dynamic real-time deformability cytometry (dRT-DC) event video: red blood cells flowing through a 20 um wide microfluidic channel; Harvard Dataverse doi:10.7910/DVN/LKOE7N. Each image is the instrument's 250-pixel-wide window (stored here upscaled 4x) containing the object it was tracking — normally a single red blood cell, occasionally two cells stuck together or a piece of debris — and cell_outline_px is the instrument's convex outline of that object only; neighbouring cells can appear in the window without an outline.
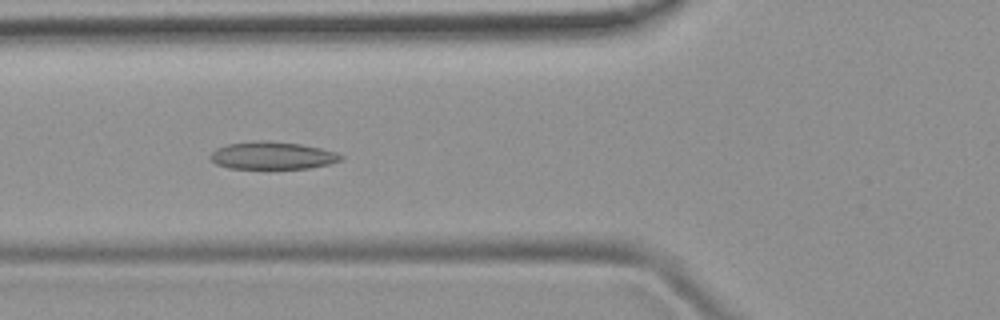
{"species": "common noctule bat (a hibernating species)", "species_latin": "Nyctalus noctula", "temperature_condition": "room temperature", "stored_images_in_passage": 45, "camera_frame_rate_fps": 3000, "um_per_image_px": 0.085, "animal": {"sex": "female", "body_mass_g": 19.9}, "frame": {"image": 1, "passage_image": 18, "time_ms": 5.667, "image_size_px": [1000, 320], "cell_outline_px": [[344, 156], [340, 160], [328, 164], [308, 168], [228, 168], [216, 164], [208, 156], [216, 148], [228, 144], [260, 140], [268, 140], [300, 144], [320, 148], [336, 152]], "centroid_in_image_um": [23.13, 13.21], "position_along_channel_um": 102.7, "area_um2": 20.81}}
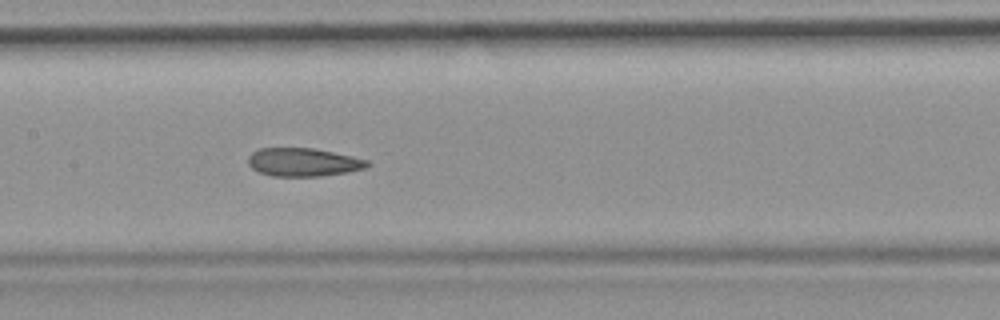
{"frame": {"image": 2, "passage_image": 24, "time_ms": 7.667, "image_size_px": [1000, 320], "cell_outline_px": [[372, 164], [364, 168], [348, 172], [320, 176], [272, 176], [260, 172], [252, 168], [248, 164], [248, 156], [252, 152], [260, 148], [312, 148], [352, 156], [368, 160]], "centroid_in_image_um": [25.77, 13.78], "position_along_channel_um": 181.6, "area_um2": 19.59}}
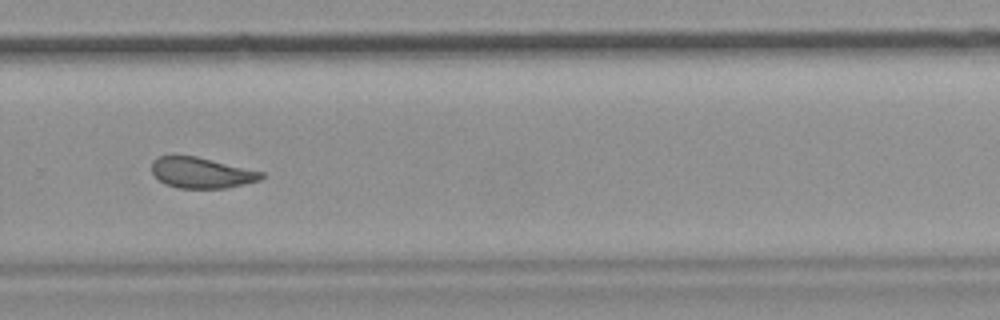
{"frame": {"image": 3, "passage_image": 34, "time_ms": 11.0, "image_size_px": [1000, 320], "cell_outline_px": [[264, 176], [260, 180], [244, 184], [224, 188], [180, 188], [164, 184], [152, 172], [152, 160], [156, 156], [196, 156], [264, 172]], "centroid_in_image_um": [17.12, 14.68], "position_along_channel_um": 312.7, "area_um2": 19.54}, "authors_computed_cell_mechanics": {"area_um2": 20.519, "velocity_mm_per_s": 3.9488, "shape_relaxation_time_tau1_ms": null, "shape_relaxation_time_tau2_ms": 3.1147, "deformation_change_tau1": null, "deformation_change_tau2": 0.0973}}